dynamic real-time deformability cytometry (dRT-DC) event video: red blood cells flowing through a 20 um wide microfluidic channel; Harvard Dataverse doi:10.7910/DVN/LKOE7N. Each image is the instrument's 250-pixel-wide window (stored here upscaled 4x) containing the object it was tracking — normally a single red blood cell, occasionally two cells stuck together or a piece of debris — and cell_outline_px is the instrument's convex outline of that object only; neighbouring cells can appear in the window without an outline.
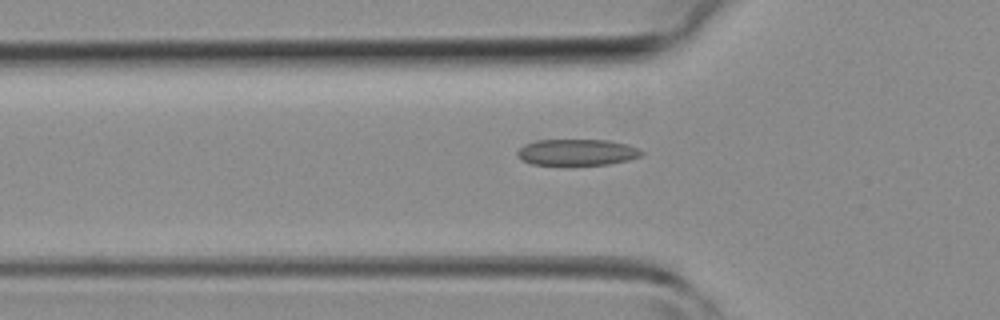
{"species": "common noctule bat (a hibernating species)", "species_latin": "Nyctalus noctula", "temperature_condition": "room temperature", "stored_images_in_passage": 41, "camera_frame_rate_fps": 3000, "um_per_image_px": 0.085, "animal": {"sex": "female", "body_mass_g": 19.3, "forearm_length_mm": 54.1}, "frame": {"image": 1, "passage_image": 13, "time_ms": 4.0, "image_size_px": [1000, 320], "cell_outline_px": [[644, 152], [640, 156], [628, 160], [608, 164], [572, 168], [568, 168], [532, 164], [516, 156], [516, 152], [524, 144], [536, 140], [608, 140], [628, 144]], "centroid_in_image_um": [49.0, 12.99], "position_along_channel_um": 76.8, "area_um2": 19.94}}
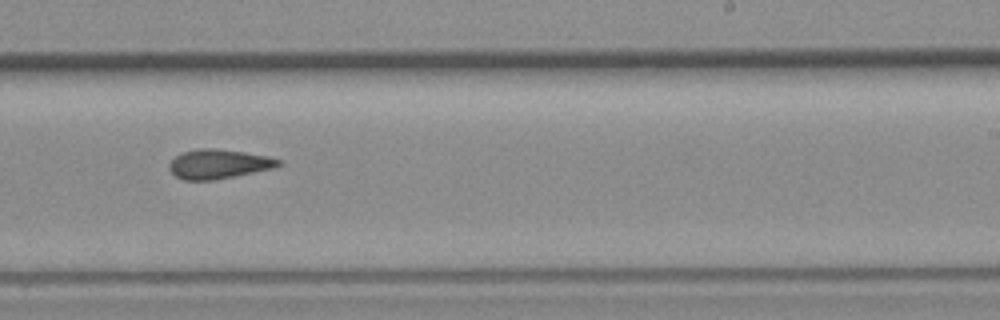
{"frame": {"image": 2, "passage_image": 25, "time_ms": 8.0, "image_size_px": [1000, 320], "cell_outline_px": [[284, 164], [272, 168], [212, 180], [184, 180], [176, 176], [168, 168], [168, 164], [176, 156], [184, 152], [200, 148], [212, 148], [244, 152], [268, 156], [284, 160]], "centroid_in_image_um": [18.6, 13.93], "position_along_channel_um": 270.4, "area_um2": 18.5}}
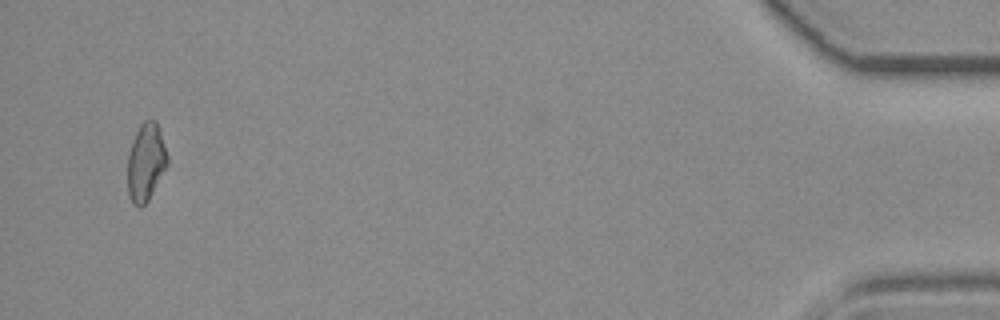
{"frame": {"image": 3, "passage_image": 40, "time_ms": 13.0, "image_size_px": [1000, 320], "cell_outline_px": [[168, 164], [148, 200], [140, 208], [132, 204], [128, 196], [128, 156], [136, 132], [140, 124], [144, 120], [156, 120], [160, 128], [168, 156]], "centroid_in_image_um": [12.41, 13.79], "position_along_channel_um": 422.8, "area_um2": 18.03}}